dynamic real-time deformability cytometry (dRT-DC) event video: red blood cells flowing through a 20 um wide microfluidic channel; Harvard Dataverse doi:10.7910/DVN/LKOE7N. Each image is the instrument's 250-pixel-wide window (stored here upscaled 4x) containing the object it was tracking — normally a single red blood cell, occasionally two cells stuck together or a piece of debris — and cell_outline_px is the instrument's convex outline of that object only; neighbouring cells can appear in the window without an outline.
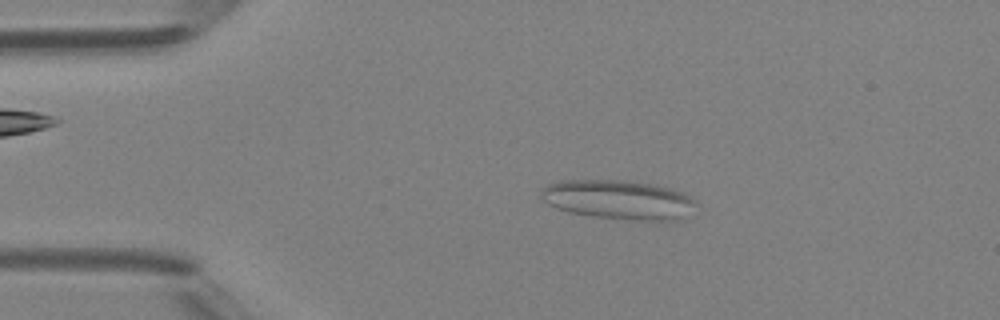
{"species": "Egyptian fruit bat (a non-hibernating species)", "species_latin": "Rousettus aegyptiacus", "temperature_condition": "room temperature", "stored_images_in_passage": 3, "camera_frame_rate_fps": 3000, "um_per_image_px": 0.085, "animal": {"sex": "female"}, "frame": {"image": 1, "passage_image": 2, "time_ms": 1.333, "image_size_px": [1000, 320], "cell_outline_px": [[696, 204], [684, 220], [628, 220], [592, 216], [568, 212], [556, 208], [548, 204], [540, 196], [540, 192], [548, 184], [560, 180], [612, 180], [652, 184], [668, 188], [680, 192], [688, 196]], "centroid_in_image_um": [52.53, 16.99], "position_along_channel_um": 32.5, "area_um2": 35.26}}